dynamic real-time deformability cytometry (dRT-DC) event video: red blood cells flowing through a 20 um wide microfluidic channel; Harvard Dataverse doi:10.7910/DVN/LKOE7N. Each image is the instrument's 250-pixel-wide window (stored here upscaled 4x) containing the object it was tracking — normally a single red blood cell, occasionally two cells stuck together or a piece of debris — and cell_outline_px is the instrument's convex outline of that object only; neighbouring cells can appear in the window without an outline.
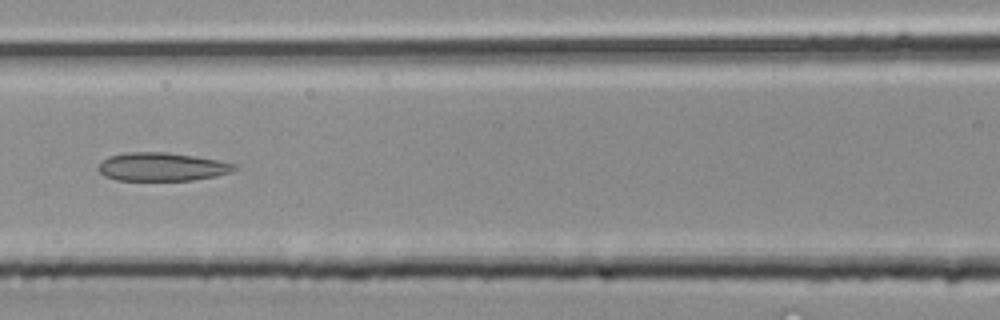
{"species": "common noctule bat (a hibernating species)", "species_latin": "Nyctalus noctula", "temperature_condition": "room temperature", "stored_images_in_passage": 34, "segment_of_instrument_passage": [2, 3], "camera_frame_rate_fps": 3000, "um_per_image_px": 0.085, "animal": {"sex": "male", "body_mass_g": 20.4}, "frame": {"image": 1, "passage_image": 15, "time_ms": 4.667, "image_size_px": [1000, 320], "cell_outline_px": [[236, 168], [228, 172], [216, 176], [192, 180], [116, 180], [104, 176], [96, 168], [108, 156], [124, 152], [164, 152], [196, 156], [236, 164]], "centroid_in_image_um": [13.71, 14.17], "position_along_channel_um": 152.9, "area_um2": 22.37}}
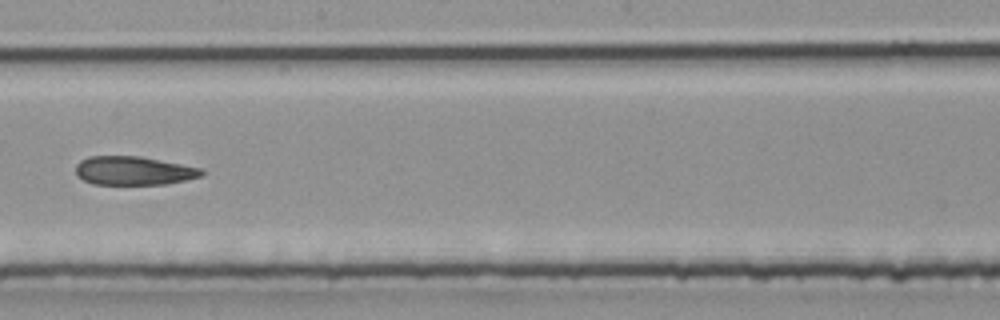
{"frame": {"image": 2, "passage_image": 19, "time_ms": 6.0, "image_size_px": [1000, 320], "cell_outline_px": [[204, 172], [200, 176], [188, 180], [164, 184], [92, 184], [76, 176], [76, 164], [80, 160], [88, 156], [140, 156], [204, 168]], "centroid_in_image_um": [11.36, 14.5], "position_along_channel_um": 236.8, "area_um2": 21.21}}
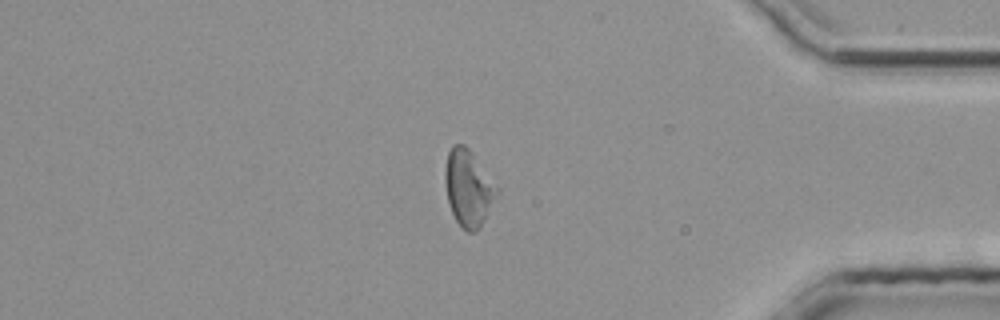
{"frame": {"image": 3, "passage_image": 28, "time_ms": 9.0, "image_size_px": [1000, 320], "cell_outline_px": [[500, 192], [476, 232], [468, 232], [460, 228], [448, 204], [444, 184], [444, 172], [448, 152], [452, 144], [464, 144], [472, 152], [500, 188]], "centroid_in_image_um": [39.81, 15.97], "position_along_channel_um": 395.4, "area_um2": 23.41}}